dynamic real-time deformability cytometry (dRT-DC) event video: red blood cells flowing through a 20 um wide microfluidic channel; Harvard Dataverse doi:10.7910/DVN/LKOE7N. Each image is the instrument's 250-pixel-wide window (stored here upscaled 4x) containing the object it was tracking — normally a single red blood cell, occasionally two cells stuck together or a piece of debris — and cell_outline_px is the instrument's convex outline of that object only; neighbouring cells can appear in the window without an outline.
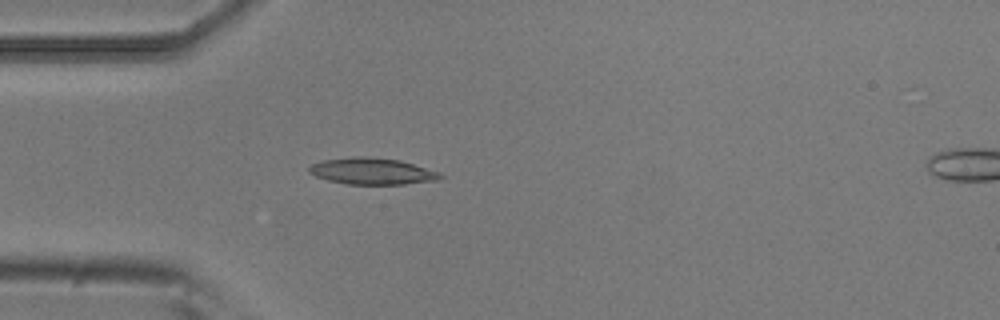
{"species": "common noctule bat (a hibernating species)", "species_latin": "Nyctalus noctula", "temperature_condition": "room temperature", "stored_images_in_passage": 5, "camera_frame_rate_fps": 3000, "um_per_image_px": 0.085, "animal": {"sex": "male", "body_mass_g": 20.5, "forearm_length_mm": 52.5}, "frame": {"image": 1, "passage_image": 4, "time_ms": 1.0, "image_size_px": [1000, 320], "cell_outline_px": [[444, 176], [440, 180], [404, 184], [348, 184], [328, 180], [316, 176], [308, 172], [308, 168], [312, 164], [324, 160], [352, 156], [364, 156], [400, 160], [440, 172]], "centroid_in_image_um": [31.65, 14.55], "position_along_channel_um": 53.3, "area_um2": 20.29}}